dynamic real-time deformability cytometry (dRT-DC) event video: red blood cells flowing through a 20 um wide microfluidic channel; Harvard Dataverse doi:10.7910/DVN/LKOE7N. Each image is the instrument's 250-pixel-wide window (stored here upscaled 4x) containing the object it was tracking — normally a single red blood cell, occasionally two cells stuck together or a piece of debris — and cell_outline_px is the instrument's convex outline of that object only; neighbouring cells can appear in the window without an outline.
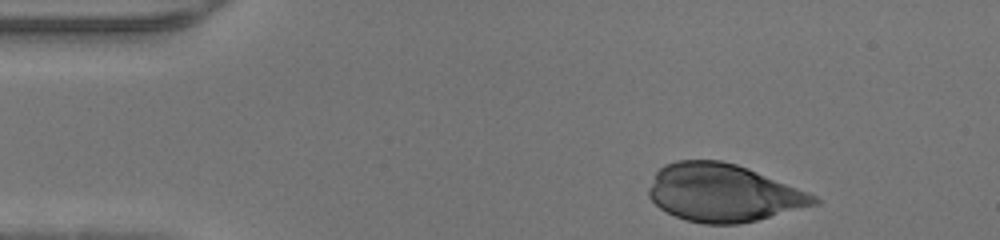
{"species": "human", "species_latin": "Homo sapiens", "temperature_condition": "warm", "stored_images_in_passage": 32, "camera_frame_rate_fps": 3000, "um_per_image_px": 0.085, "donor": {"sex": "male"}, "frame": {"image": 1, "passage_image": 1, "time_ms": 0.0, "image_size_px": [1000, 240], "cell_outline_px": [[820, 204], [756, 220], [736, 224], [704, 224], [688, 220], [676, 216], [660, 208], [648, 196], [648, 188], [656, 172], [664, 164], [676, 160], [720, 160], [736, 164], [748, 168], [808, 192], [816, 196], [820, 200]], "centroid_in_image_um": [61.47, 16.39], "position_along_channel_um": 23.5, "area_um2": 55.37}}
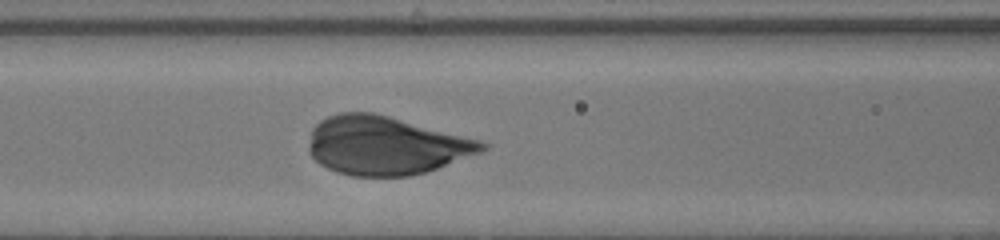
{"frame": {"image": 2, "passage_image": 14, "time_ms": 4.333, "image_size_px": [1000, 240], "cell_outline_px": [[488, 148], [480, 152], [428, 172], [408, 176], [352, 176], [336, 172], [320, 164], [308, 152], [308, 144], [312, 128], [320, 120], [328, 116], [340, 112], [372, 112], [388, 116], [480, 140], [488, 144]], "centroid_in_image_um": [32.75, 12.37], "position_along_channel_um": 133.8, "area_um2": 58.96}}
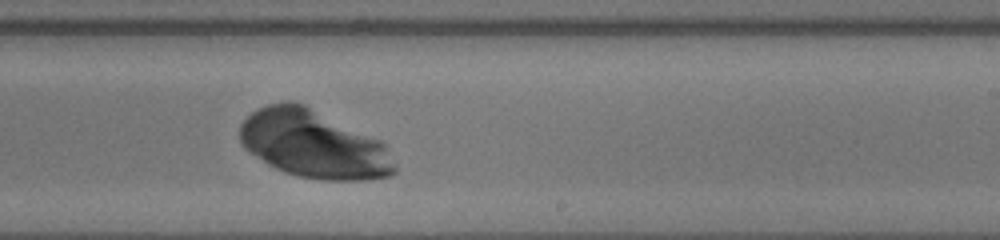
{"frame": {"image": 3, "passage_image": 23, "time_ms": 7.333, "image_size_px": [1000, 240], "cell_outline_px": [[396, 172], [388, 176], [364, 180], [324, 180], [300, 176], [284, 172], [268, 164], [248, 152], [240, 144], [240, 124], [252, 112], [268, 104], [288, 100], [304, 104], [380, 140], [384, 144], [396, 164]], "centroid_in_image_um": [26.64, 12.26], "position_along_channel_um": 262.4, "area_um2": 61.04}}